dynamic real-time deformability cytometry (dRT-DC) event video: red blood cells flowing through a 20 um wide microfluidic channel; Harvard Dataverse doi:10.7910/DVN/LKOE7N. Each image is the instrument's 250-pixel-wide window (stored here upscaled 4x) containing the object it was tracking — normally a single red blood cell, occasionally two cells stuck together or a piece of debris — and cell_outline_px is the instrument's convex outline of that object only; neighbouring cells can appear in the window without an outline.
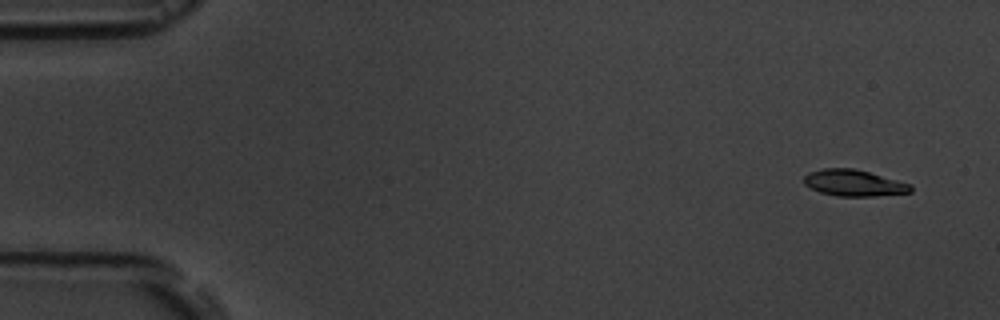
{"species": "common noctule bat (a hibernating species)", "species_latin": "Nyctalus noctula", "temperature_condition": "room temperature", "stored_images_in_passage": 6, "camera_frame_rate_fps": 3000, "um_per_image_px": 0.085, "animal": {"sex": "male", "body_mass_g": 19.5, "forearm_length_mm": 54.6}, "frame": {"image": 1, "passage_image": 1, "time_ms": 0.0, "image_size_px": [1000, 320], "cell_outline_px": [[912, 192], [876, 196], [836, 196], [820, 192], [804, 184], [804, 176], [808, 172], [824, 168], [852, 168], [868, 172], [912, 184]], "centroid_in_image_um": [72.58, 15.55], "position_along_channel_um": 12.4, "area_um2": 16.36}}
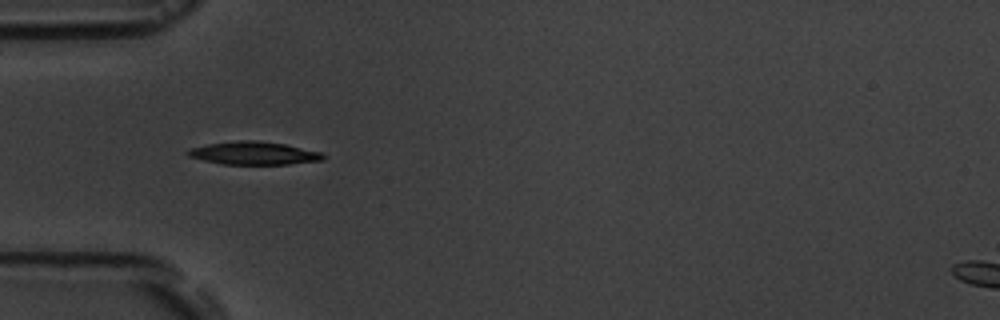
{"frame": {"image": 2, "passage_image": 5, "time_ms": 4.667, "image_size_px": [1000, 320], "cell_outline_px": [[328, 156], [324, 160], [288, 164], [220, 164], [188, 156], [184, 152], [188, 148], [208, 144], [236, 140], [256, 140], [284, 144], [324, 152]], "centroid_in_image_um": [21.6, 13.01], "position_along_channel_um": 63.4, "area_um2": 18.38}}
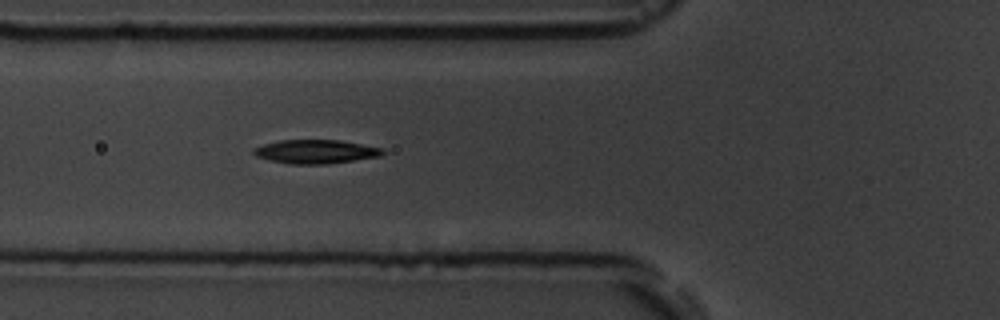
{"frame": {"image": 3, "passage_image": 6, "time_ms": 5.667, "image_size_px": [1000, 320], "cell_outline_px": [[384, 152], [380, 156], [328, 164], [288, 164], [268, 160], [256, 156], [252, 152], [252, 148], [264, 144], [280, 140], [340, 140], [384, 148]], "centroid_in_image_um": [26.8, 12.89], "position_along_channel_um": 99.0, "area_um2": 17.98}}